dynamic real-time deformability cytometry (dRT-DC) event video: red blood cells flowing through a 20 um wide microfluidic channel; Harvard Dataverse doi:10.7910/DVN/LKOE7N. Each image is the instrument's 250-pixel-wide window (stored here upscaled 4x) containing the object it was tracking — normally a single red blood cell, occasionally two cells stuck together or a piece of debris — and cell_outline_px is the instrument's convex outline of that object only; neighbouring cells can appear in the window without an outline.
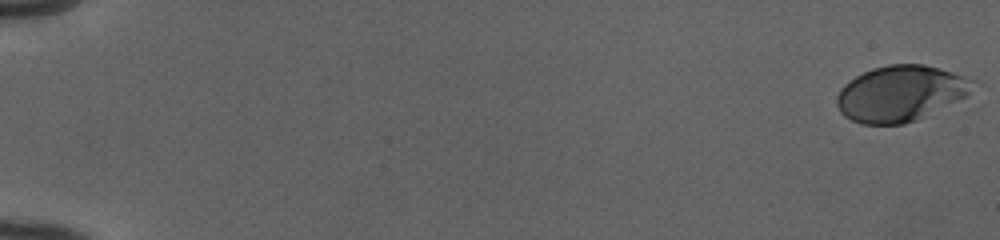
{"species": "human", "species_latin": "Homo sapiens", "temperature_condition": "cold", "stored_images_in_passage": 53, "camera_frame_rate_fps": 3000, "um_per_image_px": 0.085, "donor": {"sex": "female"}, "frame": {"image": 1, "passage_image": 1, "time_ms": 0.0, "image_size_px": [1000, 240], "cell_outline_px": [[976, 80], [968, 92], [964, 96], [916, 120], [904, 124], [860, 124], [844, 116], [840, 112], [836, 104], [836, 96], [840, 88], [844, 84], [856, 76], [872, 68], [888, 64], [924, 64], [940, 68]], "centroid_in_image_um": [76.48, 7.93], "position_along_channel_um": 8.5, "area_um2": 43.87}}
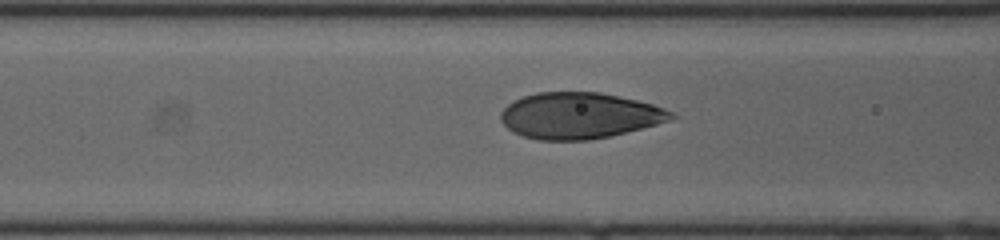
{"frame": {"image": 2, "passage_image": 24, "time_ms": 7.667, "image_size_px": [1000, 240], "cell_outline_px": [[676, 116], [668, 120], [656, 124], [608, 136], [588, 140], [540, 140], [524, 136], [512, 132], [500, 120], [500, 112], [508, 104], [524, 96], [536, 92], [600, 92], [636, 100], [652, 104], [664, 108], [672, 112]], "centroid_in_image_um": [49.2, 9.82], "position_along_channel_um": 117.4, "area_um2": 45.37}}
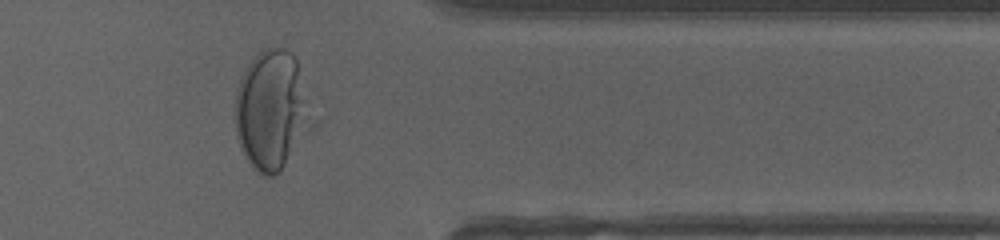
{"frame": {"image": 3, "passage_image": 45, "time_ms": 14.667, "image_size_px": [1000, 240], "cell_outline_px": [[300, 100], [288, 152], [284, 164], [280, 172], [272, 176], [264, 176], [256, 172], [252, 168], [236, 136], [232, 116], [236, 88], [248, 64], [264, 48], [284, 48], [292, 52], [296, 60]], "centroid_in_image_um": [22.71, 9.29], "position_along_channel_um": 388.7, "area_um2": 46.99}, "authors_computed_cell_mechanics": {"area_um2": 46.1822, "velocity_mm_per_s": 3.9721, "shape_relaxation_time_tau1_ms": 2.897, "shape_relaxation_time_tau2_ms": null, "deformation_change_tau1": 0.1802, "deformation_change_tau2": null}}